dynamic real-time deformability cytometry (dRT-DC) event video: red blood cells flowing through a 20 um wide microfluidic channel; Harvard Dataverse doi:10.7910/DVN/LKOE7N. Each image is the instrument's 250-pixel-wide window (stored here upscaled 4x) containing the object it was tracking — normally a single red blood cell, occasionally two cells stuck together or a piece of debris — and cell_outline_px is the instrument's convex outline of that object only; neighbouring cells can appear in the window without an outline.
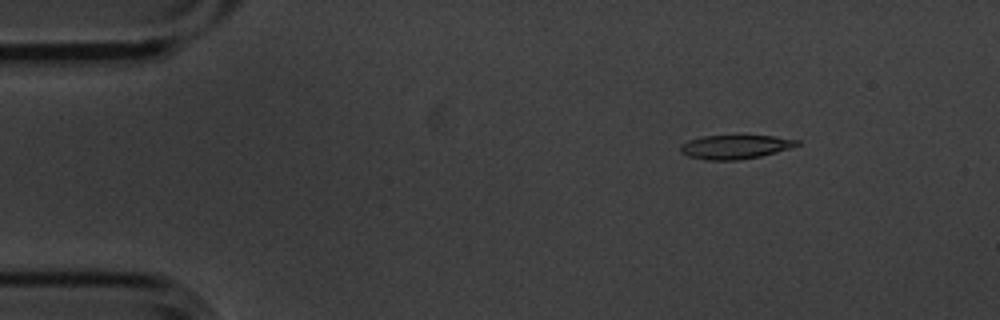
{"species": "common noctule bat (a hibernating species)", "species_latin": "Nyctalus noctula", "temperature_condition": "cold", "stored_images_in_passage": 5, "camera_frame_rate_fps": 3000, "um_per_image_px": 0.085, "animal": {"sex": "male", "body_mass_g": 20.1, "forearm_length_mm": 53.5}, "frame": {"image": 1, "passage_image": 1, "time_ms": 0.0, "image_size_px": [1000, 320], "cell_outline_px": [[800, 144], [776, 152], [760, 156], [736, 160], [708, 160], [688, 156], [680, 152], [680, 144], [688, 140], [700, 136], [772, 136], [800, 140]], "centroid_in_image_um": [62.44, 12.48], "position_along_channel_um": 22.6, "area_um2": 16.13}}
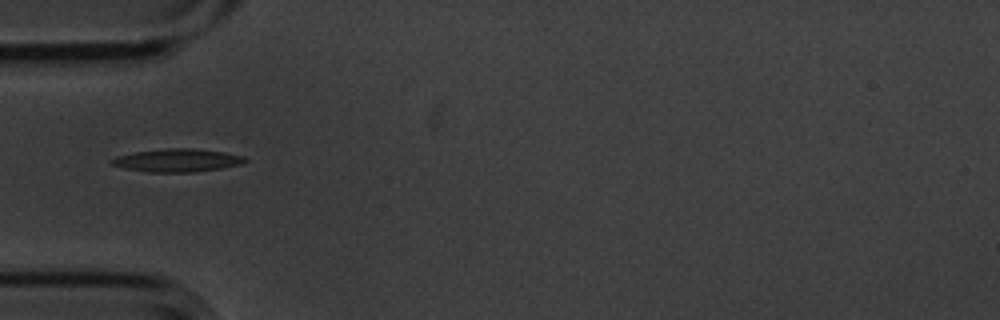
{"frame": {"image": 2, "passage_image": 4, "time_ms": 1.0, "image_size_px": [1000, 320], "cell_outline_px": [[248, 160], [240, 164], [220, 168], [196, 172], [148, 172], [124, 168], [108, 164], [108, 160], [116, 156], [136, 152], [164, 148], [196, 148], [224, 152], [244, 156]], "centroid_in_image_um": [15.02, 13.62], "position_along_channel_um": 70.0, "area_um2": 18.03}}
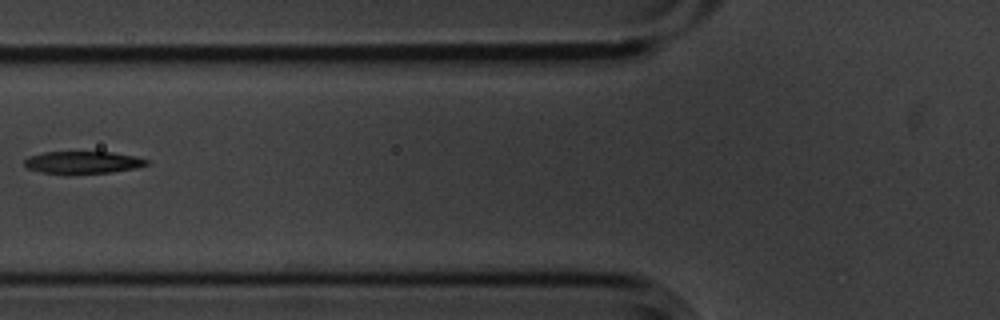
{"frame": {"image": 3, "passage_image": 5, "time_ms": 1.333, "image_size_px": [1000, 320], "cell_outline_px": [[148, 164], [136, 168], [112, 172], [40, 172], [28, 168], [24, 164], [24, 160], [28, 156], [44, 152], [112, 152], [136, 156], [148, 160]], "centroid_in_image_um": [7.06, 13.77], "position_along_channel_um": 118.7, "area_um2": 15.43}}